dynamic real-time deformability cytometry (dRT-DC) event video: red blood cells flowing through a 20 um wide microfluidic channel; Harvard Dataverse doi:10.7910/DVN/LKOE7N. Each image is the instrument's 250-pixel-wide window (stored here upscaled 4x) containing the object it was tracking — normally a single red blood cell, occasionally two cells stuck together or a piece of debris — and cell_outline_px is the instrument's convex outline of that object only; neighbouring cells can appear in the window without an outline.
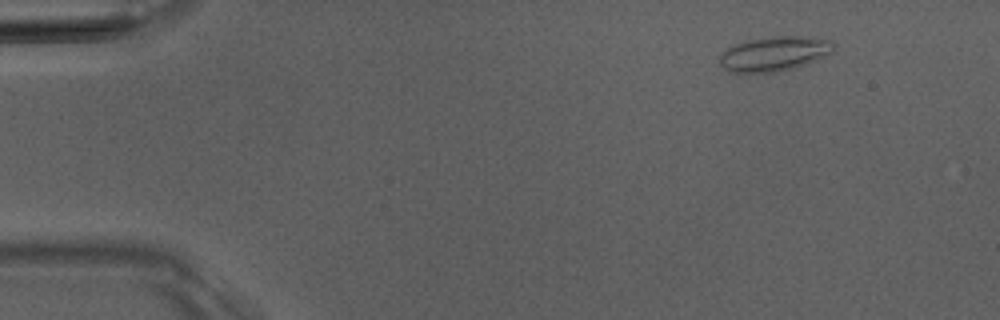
{"species": "Egyptian fruit bat (a non-hibernating species)", "species_latin": "Rousettus aegyptiacus", "temperature_condition": "room temperature", "stored_images_in_passage": 5, "camera_frame_rate_fps": 3000, "um_per_image_px": 0.085, "animal": {"sex": "male"}, "frame": {"image": 1, "passage_image": 1, "time_ms": 0.0, "image_size_px": [1000, 320], "cell_outline_px": [[836, 44], [832, 52], [808, 64], [776, 72], [728, 72], [720, 64], [720, 56], [728, 48], [736, 44], [748, 40], [772, 36], [812, 36], [832, 40]], "centroid_in_image_um": [65.87, 4.55], "position_along_channel_um": 19.1, "area_um2": 23.06}}
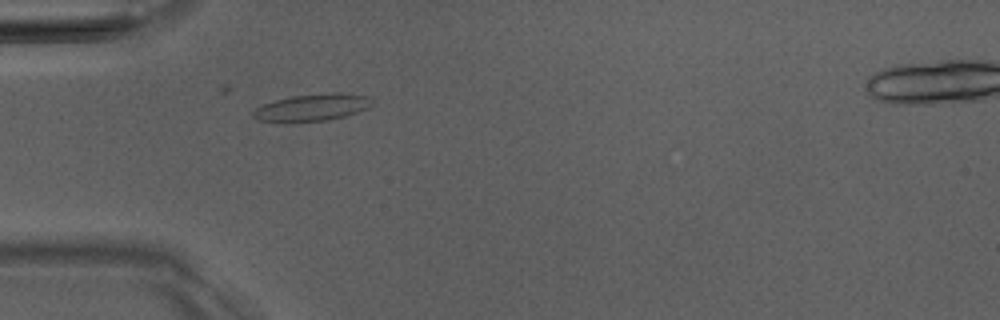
{"frame": {"image": 2, "passage_image": 4, "time_ms": 3.333, "image_size_px": [1000, 320], "cell_outline_px": [[372, 104], [368, 108], [344, 116], [328, 120], [260, 120], [252, 116], [252, 112], [256, 108], [264, 104], [276, 100], [292, 96], [332, 92], [340, 92], [372, 96]], "centroid_in_image_um": [26.63, 9.09], "position_along_channel_um": 58.4, "area_um2": 18.21}}